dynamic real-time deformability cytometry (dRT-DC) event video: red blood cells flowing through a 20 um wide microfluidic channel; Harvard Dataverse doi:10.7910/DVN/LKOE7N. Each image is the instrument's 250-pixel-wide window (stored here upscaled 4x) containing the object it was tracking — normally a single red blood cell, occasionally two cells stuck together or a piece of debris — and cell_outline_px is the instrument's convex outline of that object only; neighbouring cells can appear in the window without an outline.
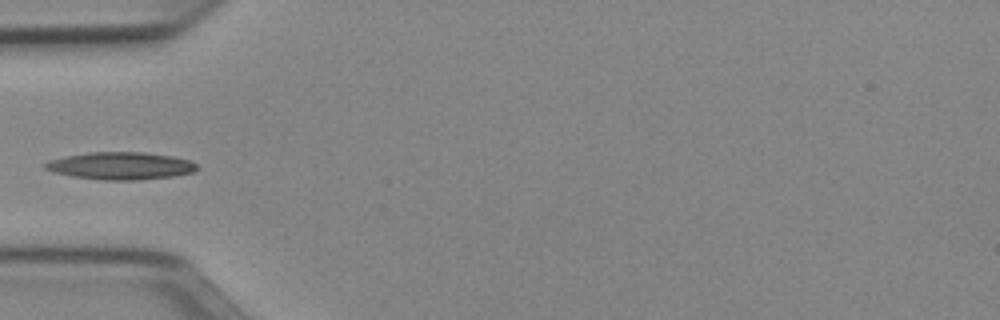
{"species": "Egyptian fruit bat (a non-hibernating species)", "species_latin": "Rousettus aegyptiacus", "temperature_condition": "cold", "stored_images_in_passage": 35, "camera_frame_rate_fps": 3000, "um_per_image_px": 0.085, "animal": {"sex": "female"}, "frame": {"image": 1, "passage_image": 1, "time_ms": 0.0, "image_size_px": [1000, 320], "cell_outline_px": [[200, 168], [192, 172], [176, 176], [140, 180], [104, 180], [72, 176], [52, 172], [44, 168], [44, 164], [48, 160], [64, 156], [88, 152], [144, 152], [172, 156], [188, 160], [196, 164]], "centroid_in_image_um": [10.24, 14.09], "position_along_channel_um": 74.8, "area_um2": 24.45}}
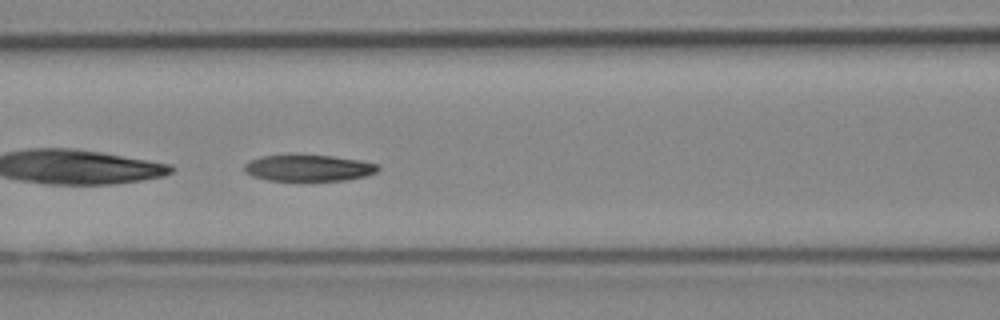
{"frame": {"image": 2, "passage_image": 6, "time_ms": 1.667, "image_size_px": [1000, 320], "cell_outline_px": [[380, 168], [376, 172], [364, 176], [344, 180], [268, 180], [252, 176], [244, 172], [244, 164], [248, 160], [260, 156], [332, 156], [360, 160], [380, 164]], "centroid_in_image_um": [26.22, 14.28], "position_along_channel_um": 140.4, "area_um2": 20.29}}
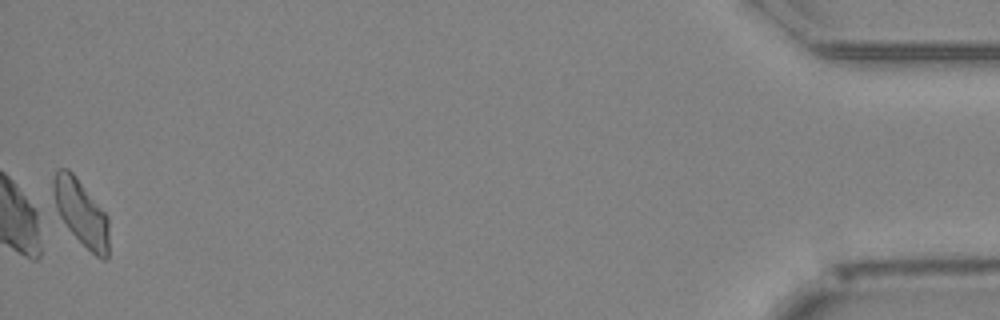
{"frame": {"image": 3, "passage_image": 35, "time_ms": 11.333, "image_size_px": [1000, 320], "cell_outline_px": [[108, 256], [104, 260], [96, 256], [68, 228], [60, 216], [56, 208], [52, 192], [52, 180], [56, 172], [60, 168], [68, 168], [76, 176], [108, 216]], "centroid_in_image_um": [6.88, 18.03], "position_along_channel_um": 428.3, "area_um2": 21.1}}